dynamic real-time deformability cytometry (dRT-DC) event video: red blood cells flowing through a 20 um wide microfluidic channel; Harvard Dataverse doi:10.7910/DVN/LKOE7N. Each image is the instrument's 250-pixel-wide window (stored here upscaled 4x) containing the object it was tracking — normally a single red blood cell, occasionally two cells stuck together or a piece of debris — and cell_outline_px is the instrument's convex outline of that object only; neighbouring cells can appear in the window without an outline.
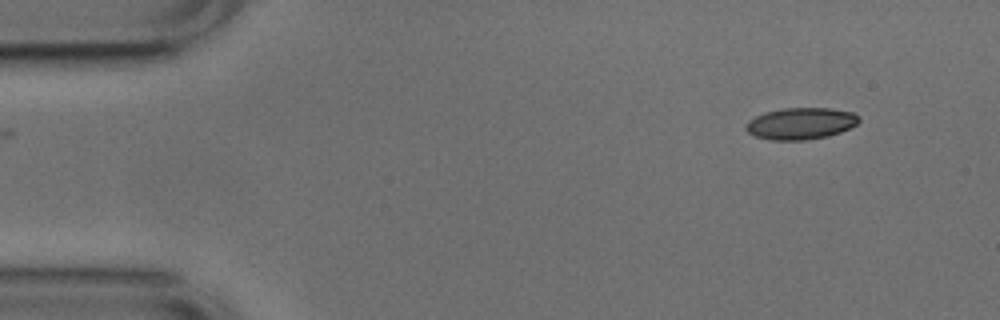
{"species": "common noctule bat (a hibernating species)", "species_latin": "Nyctalus noctula", "temperature_condition": "cold", "stored_images_in_passage": 48, "camera_frame_rate_fps": 3000, "um_per_image_px": 0.085, "animal": {"sex": "male", "body_mass_g": 17.9, "forearm_length_mm": 54.2}, "frame": {"image": 1, "passage_image": 1, "time_ms": 0.0, "image_size_px": [1000, 320], "cell_outline_px": [[860, 120], [856, 124], [840, 132], [828, 136], [808, 140], [768, 140], [756, 136], [748, 132], [744, 128], [748, 120], [764, 112], [784, 108], [828, 108], [852, 112], [860, 116]], "centroid_in_image_um": [68.05, 10.5], "position_along_channel_um": 17.0, "area_um2": 20.92}}
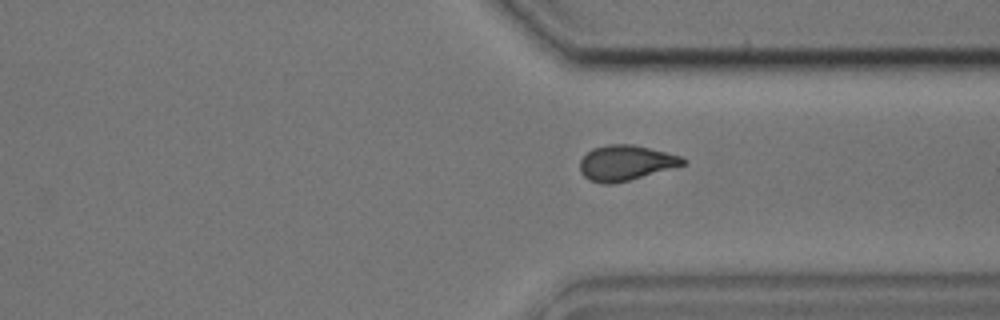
{"frame": {"image": 2, "passage_image": 35, "time_ms": 11.333, "image_size_px": [1000, 320], "cell_outline_px": [[688, 160], [684, 164], [628, 180], [612, 184], [600, 184], [588, 180], [580, 172], [580, 160], [592, 148], [608, 144], [632, 144], [680, 156]], "centroid_in_image_um": [53.12, 13.84], "position_along_channel_um": 358.3, "area_um2": 20.87}}
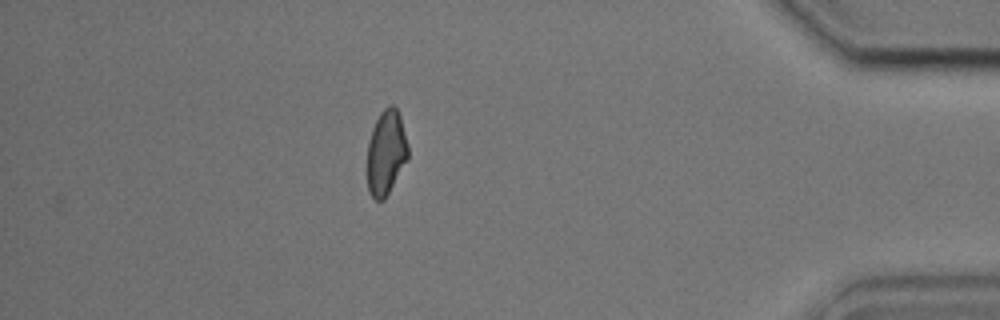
{"frame": {"image": 3, "passage_image": 42, "time_ms": 13.667, "image_size_px": [1000, 320], "cell_outline_px": [[408, 156], [384, 200], [376, 200], [372, 196], [368, 188], [368, 140], [372, 128], [380, 112], [388, 104], [392, 104], [396, 108], [400, 116], [408, 144]], "centroid_in_image_um": [32.81, 12.92], "position_along_channel_um": 402.4, "area_um2": 19.83}, "authors_computed_cell_mechanics": {"area_um2": 20.8369, "velocity_mm_per_s": 3.791, "shape_relaxation_time_tau1_ms": 10.0355, "shape_relaxation_time_tau2_ms": 2.4503, "deformation_change_tau1": 0.1704, "deformation_change_tau2": 0.0855}}